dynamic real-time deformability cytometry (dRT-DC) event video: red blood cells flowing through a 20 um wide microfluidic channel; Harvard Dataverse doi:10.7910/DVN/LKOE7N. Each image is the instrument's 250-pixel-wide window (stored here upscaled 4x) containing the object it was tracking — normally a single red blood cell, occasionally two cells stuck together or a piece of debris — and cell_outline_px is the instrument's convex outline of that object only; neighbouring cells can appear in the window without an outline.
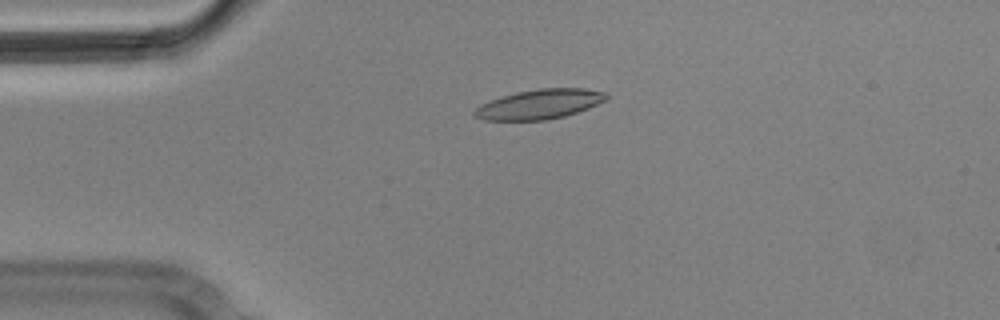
{"species": "Egyptian fruit bat (a non-hibernating species)", "species_latin": "Rousettus aegyptiacus", "temperature_condition": "cold", "stored_images_in_passage": 2, "camera_frame_rate_fps": 3000, "um_per_image_px": 0.085, "animal": {"sex": "male"}, "frame": {"image": 1, "passage_image": 2, "time_ms": 0.333, "image_size_px": [1000, 320], "cell_outline_px": [[608, 96], [604, 100], [588, 108], [564, 116], [544, 120], [484, 120], [476, 116], [472, 112], [480, 104], [500, 96], [516, 92], [540, 88], [584, 88], [608, 92]], "centroid_in_image_um": [45.84, 8.84], "position_along_channel_um": 39.2, "area_um2": 22.72}}